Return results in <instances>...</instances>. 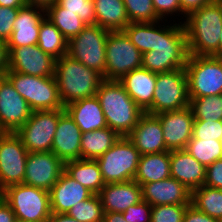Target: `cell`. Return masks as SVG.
<instances>
[{"label": "cell", "mask_w": 222, "mask_h": 222, "mask_svg": "<svg viewBox=\"0 0 222 222\" xmlns=\"http://www.w3.org/2000/svg\"><path fill=\"white\" fill-rule=\"evenodd\" d=\"M191 205L210 217L221 220L222 190L203 185L192 191Z\"/></svg>", "instance_id": "33"}, {"label": "cell", "mask_w": 222, "mask_h": 222, "mask_svg": "<svg viewBox=\"0 0 222 222\" xmlns=\"http://www.w3.org/2000/svg\"><path fill=\"white\" fill-rule=\"evenodd\" d=\"M96 96L104 112L107 127L120 137H127L137 125L143 110L128 95L118 80L104 79Z\"/></svg>", "instance_id": "3"}, {"label": "cell", "mask_w": 222, "mask_h": 222, "mask_svg": "<svg viewBox=\"0 0 222 222\" xmlns=\"http://www.w3.org/2000/svg\"><path fill=\"white\" fill-rule=\"evenodd\" d=\"M16 220L10 205L0 195V222H16Z\"/></svg>", "instance_id": "48"}, {"label": "cell", "mask_w": 222, "mask_h": 222, "mask_svg": "<svg viewBox=\"0 0 222 222\" xmlns=\"http://www.w3.org/2000/svg\"><path fill=\"white\" fill-rule=\"evenodd\" d=\"M183 222H221L218 219L197 210L193 205H189L183 216Z\"/></svg>", "instance_id": "46"}, {"label": "cell", "mask_w": 222, "mask_h": 222, "mask_svg": "<svg viewBox=\"0 0 222 222\" xmlns=\"http://www.w3.org/2000/svg\"><path fill=\"white\" fill-rule=\"evenodd\" d=\"M171 177L170 151L141 155L134 181L140 185Z\"/></svg>", "instance_id": "29"}, {"label": "cell", "mask_w": 222, "mask_h": 222, "mask_svg": "<svg viewBox=\"0 0 222 222\" xmlns=\"http://www.w3.org/2000/svg\"><path fill=\"white\" fill-rule=\"evenodd\" d=\"M123 31L142 54L154 50L155 22H132Z\"/></svg>", "instance_id": "35"}, {"label": "cell", "mask_w": 222, "mask_h": 222, "mask_svg": "<svg viewBox=\"0 0 222 222\" xmlns=\"http://www.w3.org/2000/svg\"><path fill=\"white\" fill-rule=\"evenodd\" d=\"M26 5L36 6L43 10H47L49 7L53 6L57 0H25Z\"/></svg>", "instance_id": "50"}, {"label": "cell", "mask_w": 222, "mask_h": 222, "mask_svg": "<svg viewBox=\"0 0 222 222\" xmlns=\"http://www.w3.org/2000/svg\"><path fill=\"white\" fill-rule=\"evenodd\" d=\"M50 194L52 213L67 214L79 201L90 198L93 193L63 171L53 185Z\"/></svg>", "instance_id": "22"}, {"label": "cell", "mask_w": 222, "mask_h": 222, "mask_svg": "<svg viewBox=\"0 0 222 222\" xmlns=\"http://www.w3.org/2000/svg\"><path fill=\"white\" fill-rule=\"evenodd\" d=\"M55 78L59 97L64 106L79 99L95 96L104 80L100 73L67 54L56 60Z\"/></svg>", "instance_id": "4"}, {"label": "cell", "mask_w": 222, "mask_h": 222, "mask_svg": "<svg viewBox=\"0 0 222 222\" xmlns=\"http://www.w3.org/2000/svg\"><path fill=\"white\" fill-rule=\"evenodd\" d=\"M119 138L120 136L109 127L82 133L81 159L96 160L108 151Z\"/></svg>", "instance_id": "30"}, {"label": "cell", "mask_w": 222, "mask_h": 222, "mask_svg": "<svg viewBox=\"0 0 222 222\" xmlns=\"http://www.w3.org/2000/svg\"><path fill=\"white\" fill-rule=\"evenodd\" d=\"M156 80L157 73L141 67L125 74L118 81L134 102L145 112L152 105Z\"/></svg>", "instance_id": "25"}, {"label": "cell", "mask_w": 222, "mask_h": 222, "mask_svg": "<svg viewBox=\"0 0 222 222\" xmlns=\"http://www.w3.org/2000/svg\"><path fill=\"white\" fill-rule=\"evenodd\" d=\"M129 22H156L161 20L153 5V0H123Z\"/></svg>", "instance_id": "38"}, {"label": "cell", "mask_w": 222, "mask_h": 222, "mask_svg": "<svg viewBox=\"0 0 222 222\" xmlns=\"http://www.w3.org/2000/svg\"><path fill=\"white\" fill-rule=\"evenodd\" d=\"M220 57H222V32L220 34Z\"/></svg>", "instance_id": "54"}, {"label": "cell", "mask_w": 222, "mask_h": 222, "mask_svg": "<svg viewBox=\"0 0 222 222\" xmlns=\"http://www.w3.org/2000/svg\"><path fill=\"white\" fill-rule=\"evenodd\" d=\"M25 5V0H0V6L3 7L21 8Z\"/></svg>", "instance_id": "53"}, {"label": "cell", "mask_w": 222, "mask_h": 222, "mask_svg": "<svg viewBox=\"0 0 222 222\" xmlns=\"http://www.w3.org/2000/svg\"><path fill=\"white\" fill-rule=\"evenodd\" d=\"M28 150L14 132H0V193L23 183Z\"/></svg>", "instance_id": "13"}, {"label": "cell", "mask_w": 222, "mask_h": 222, "mask_svg": "<svg viewBox=\"0 0 222 222\" xmlns=\"http://www.w3.org/2000/svg\"><path fill=\"white\" fill-rule=\"evenodd\" d=\"M8 52V70L37 77L55 76L56 59L42 51L37 44L8 48Z\"/></svg>", "instance_id": "16"}, {"label": "cell", "mask_w": 222, "mask_h": 222, "mask_svg": "<svg viewBox=\"0 0 222 222\" xmlns=\"http://www.w3.org/2000/svg\"><path fill=\"white\" fill-rule=\"evenodd\" d=\"M65 11L74 12L87 25L96 24L93 1L88 0H57Z\"/></svg>", "instance_id": "40"}, {"label": "cell", "mask_w": 222, "mask_h": 222, "mask_svg": "<svg viewBox=\"0 0 222 222\" xmlns=\"http://www.w3.org/2000/svg\"><path fill=\"white\" fill-rule=\"evenodd\" d=\"M185 72L189 98L222 94V57L189 55Z\"/></svg>", "instance_id": "8"}, {"label": "cell", "mask_w": 222, "mask_h": 222, "mask_svg": "<svg viewBox=\"0 0 222 222\" xmlns=\"http://www.w3.org/2000/svg\"><path fill=\"white\" fill-rule=\"evenodd\" d=\"M152 206L141 200L138 204L131 205L123 213L127 222H150Z\"/></svg>", "instance_id": "42"}, {"label": "cell", "mask_w": 222, "mask_h": 222, "mask_svg": "<svg viewBox=\"0 0 222 222\" xmlns=\"http://www.w3.org/2000/svg\"><path fill=\"white\" fill-rule=\"evenodd\" d=\"M64 171L95 195H98L105 185L96 160L77 159L67 161L64 163Z\"/></svg>", "instance_id": "27"}, {"label": "cell", "mask_w": 222, "mask_h": 222, "mask_svg": "<svg viewBox=\"0 0 222 222\" xmlns=\"http://www.w3.org/2000/svg\"><path fill=\"white\" fill-rule=\"evenodd\" d=\"M96 25L108 31H123L129 25L123 0H93Z\"/></svg>", "instance_id": "28"}, {"label": "cell", "mask_w": 222, "mask_h": 222, "mask_svg": "<svg viewBox=\"0 0 222 222\" xmlns=\"http://www.w3.org/2000/svg\"><path fill=\"white\" fill-rule=\"evenodd\" d=\"M185 150L205 167L218 159H222V141L215 139L202 140L192 137Z\"/></svg>", "instance_id": "34"}, {"label": "cell", "mask_w": 222, "mask_h": 222, "mask_svg": "<svg viewBox=\"0 0 222 222\" xmlns=\"http://www.w3.org/2000/svg\"><path fill=\"white\" fill-rule=\"evenodd\" d=\"M64 109L32 111L27 122L15 133L28 152H51L59 117Z\"/></svg>", "instance_id": "11"}, {"label": "cell", "mask_w": 222, "mask_h": 222, "mask_svg": "<svg viewBox=\"0 0 222 222\" xmlns=\"http://www.w3.org/2000/svg\"><path fill=\"white\" fill-rule=\"evenodd\" d=\"M194 120H222V94L190 98Z\"/></svg>", "instance_id": "36"}, {"label": "cell", "mask_w": 222, "mask_h": 222, "mask_svg": "<svg viewBox=\"0 0 222 222\" xmlns=\"http://www.w3.org/2000/svg\"><path fill=\"white\" fill-rule=\"evenodd\" d=\"M188 82L185 68L165 73H157L152 105L145 111L159 114L180 110L189 106Z\"/></svg>", "instance_id": "10"}, {"label": "cell", "mask_w": 222, "mask_h": 222, "mask_svg": "<svg viewBox=\"0 0 222 222\" xmlns=\"http://www.w3.org/2000/svg\"><path fill=\"white\" fill-rule=\"evenodd\" d=\"M64 108L82 133L107 127L104 112L96 95L73 101Z\"/></svg>", "instance_id": "26"}, {"label": "cell", "mask_w": 222, "mask_h": 222, "mask_svg": "<svg viewBox=\"0 0 222 222\" xmlns=\"http://www.w3.org/2000/svg\"><path fill=\"white\" fill-rule=\"evenodd\" d=\"M141 155L169 151L166 148L160 119L144 112L127 136Z\"/></svg>", "instance_id": "18"}, {"label": "cell", "mask_w": 222, "mask_h": 222, "mask_svg": "<svg viewBox=\"0 0 222 222\" xmlns=\"http://www.w3.org/2000/svg\"><path fill=\"white\" fill-rule=\"evenodd\" d=\"M142 67V53L132 44L124 31H110L106 40V80L122 76Z\"/></svg>", "instance_id": "12"}, {"label": "cell", "mask_w": 222, "mask_h": 222, "mask_svg": "<svg viewBox=\"0 0 222 222\" xmlns=\"http://www.w3.org/2000/svg\"><path fill=\"white\" fill-rule=\"evenodd\" d=\"M156 116L161 122L166 148L169 151L185 149L193 132L194 115L190 106Z\"/></svg>", "instance_id": "17"}, {"label": "cell", "mask_w": 222, "mask_h": 222, "mask_svg": "<svg viewBox=\"0 0 222 222\" xmlns=\"http://www.w3.org/2000/svg\"><path fill=\"white\" fill-rule=\"evenodd\" d=\"M47 222H78V221L72 217H69L67 214L52 213Z\"/></svg>", "instance_id": "52"}, {"label": "cell", "mask_w": 222, "mask_h": 222, "mask_svg": "<svg viewBox=\"0 0 222 222\" xmlns=\"http://www.w3.org/2000/svg\"><path fill=\"white\" fill-rule=\"evenodd\" d=\"M142 200L151 206L191 204L192 191L176 179L169 177L141 185Z\"/></svg>", "instance_id": "20"}, {"label": "cell", "mask_w": 222, "mask_h": 222, "mask_svg": "<svg viewBox=\"0 0 222 222\" xmlns=\"http://www.w3.org/2000/svg\"><path fill=\"white\" fill-rule=\"evenodd\" d=\"M154 10L157 16L164 20L165 16L177 14H183L186 19V14L181 10L179 0H153ZM181 12V13H180ZM174 13V14H173ZM167 14V15H166Z\"/></svg>", "instance_id": "44"}, {"label": "cell", "mask_w": 222, "mask_h": 222, "mask_svg": "<svg viewBox=\"0 0 222 222\" xmlns=\"http://www.w3.org/2000/svg\"><path fill=\"white\" fill-rule=\"evenodd\" d=\"M184 20L189 55L220 57L222 2L213 0L193 10Z\"/></svg>", "instance_id": "2"}, {"label": "cell", "mask_w": 222, "mask_h": 222, "mask_svg": "<svg viewBox=\"0 0 222 222\" xmlns=\"http://www.w3.org/2000/svg\"><path fill=\"white\" fill-rule=\"evenodd\" d=\"M67 215L78 222H103L104 211L99 195L93 194L90 198L79 201Z\"/></svg>", "instance_id": "37"}, {"label": "cell", "mask_w": 222, "mask_h": 222, "mask_svg": "<svg viewBox=\"0 0 222 222\" xmlns=\"http://www.w3.org/2000/svg\"><path fill=\"white\" fill-rule=\"evenodd\" d=\"M103 222H127L122 212H104Z\"/></svg>", "instance_id": "51"}, {"label": "cell", "mask_w": 222, "mask_h": 222, "mask_svg": "<svg viewBox=\"0 0 222 222\" xmlns=\"http://www.w3.org/2000/svg\"><path fill=\"white\" fill-rule=\"evenodd\" d=\"M213 0H179L181 5V10L188 15L193 10L199 9L209 3H211Z\"/></svg>", "instance_id": "47"}, {"label": "cell", "mask_w": 222, "mask_h": 222, "mask_svg": "<svg viewBox=\"0 0 222 222\" xmlns=\"http://www.w3.org/2000/svg\"><path fill=\"white\" fill-rule=\"evenodd\" d=\"M37 45L54 59L67 54L68 40L46 17L40 23Z\"/></svg>", "instance_id": "31"}, {"label": "cell", "mask_w": 222, "mask_h": 222, "mask_svg": "<svg viewBox=\"0 0 222 222\" xmlns=\"http://www.w3.org/2000/svg\"><path fill=\"white\" fill-rule=\"evenodd\" d=\"M9 68V52L7 42L0 39V76L5 75Z\"/></svg>", "instance_id": "49"}, {"label": "cell", "mask_w": 222, "mask_h": 222, "mask_svg": "<svg viewBox=\"0 0 222 222\" xmlns=\"http://www.w3.org/2000/svg\"><path fill=\"white\" fill-rule=\"evenodd\" d=\"M0 195L10 205L17 220L47 222L52 214L50 194L44 189L21 183L7 187Z\"/></svg>", "instance_id": "6"}, {"label": "cell", "mask_w": 222, "mask_h": 222, "mask_svg": "<svg viewBox=\"0 0 222 222\" xmlns=\"http://www.w3.org/2000/svg\"><path fill=\"white\" fill-rule=\"evenodd\" d=\"M46 18L55 25L67 40L75 37L87 26L77 14L65 11L57 2L46 10Z\"/></svg>", "instance_id": "32"}, {"label": "cell", "mask_w": 222, "mask_h": 222, "mask_svg": "<svg viewBox=\"0 0 222 222\" xmlns=\"http://www.w3.org/2000/svg\"><path fill=\"white\" fill-rule=\"evenodd\" d=\"M98 195L104 212H124L142 200L141 185L134 180L107 183Z\"/></svg>", "instance_id": "23"}, {"label": "cell", "mask_w": 222, "mask_h": 222, "mask_svg": "<svg viewBox=\"0 0 222 222\" xmlns=\"http://www.w3.org/2000/svg\"><path fill=\"white\" fill-rule=\"evenodd\" d=\"M81 137L82 131L65 111L59 117L51 152L63 163L81 159Z\"/></svg>", "instance_id": "21"}, {"label": "cell", "mask_w": 222, "mask_h": 222, "mask_svg": "<svg viewBox=\"0 0 222 222\" xmlns=\"http://www.w3.org/2000/svg\"><path fill=\"white\" fill-rule=\"evenodd\" d=\"M141 154L128 137H120L96 159L105 184L134 180Z\"/></svg>", "instance_id": "9"}, {"label": "cell", "mask_w": 222, "mask_h": 222, "mask_svg": "<svg viewBox=\"0 0 222 222\" xmlns=\"http://www.w3.org/2000/svg\"><path fill=\"white\" fill-rule=\"evenodd\" d=\"M32 110L27 101L16 91L11 81L0 76V132H16L22 127Z\"/></svg>", "instance_id": "14"}, {"label": "cell", "mask_w": 222, "mask_h": 222, "mask_svg": "<svg viewBox=\"0 0 222 222\" xmlns=\"http://www.w3.org/2000/svg\"><path fill=\"white\" fill-rule=\"evenodd\" d=\"M160 21L155 22L154 50L142 54V67L153 73L185 68L189 52L183 23L159 26Z\"/></svg>", "instance_id": "1"}, {"label": "cell", "mask_w": 222, "mask_h": 222, "mask_svg": "<svg viewBox=\"0 0 222 222\" xmlns=\"http://www.w3.org/2000/svg\"><path fill=\"white\" fill-rule=\"evenodd\" d=\"M45 17L46 11L36 6L25 5L19 8L12 34L7 40V48L36 45L40 23Z\"/></svg>", "instance_id": "19"}, {"label": "cell", "mask_w": 222, "mask_h": 222, "mask_svg": "<svg viewBox=\"0 0 222 222\" xmlns=\"http://www.w3.org/2000/svg\"><path fill=\"white\" fill-rule=\"evenodd\" d=\"M171 177L193 191L204 185L206 167L185 149L170 151Z\"/></svg>", "instance_id": "24"}, {"label": "cell", "mask_w": 222, "mask_h": 222, "mask_svg": "<svg viewBox=\"0 0 222 222\" xmlns=\"http://www.w3.org/2000/svg\"><path fill=\"white\" fill-rule=\"evenodd\" d=\"M110 31L99 25H87L68 40L67 55L100 73L105 79L106 40Z\"/></svg>", "instance_id": "7"}, {"label": "cell", "mask_w": 222, "mask_h": 222, "mask_svg": "<svg viewBox=\"0 0 222 222\" xmlns=\"http://www.w3.org/2000/svg\"><path fill=\"white\" fill-rule=\"evenodd\" d=\"M204 185L222 190V159H218L206 167Z\"/></svg>", "instance_id": "45"}, {"label": "cell", "mask_w": 222, "mask_h": 222, "mask_svg": "<svg viewBox=\"0 0 222 222\" xmlns=\"http://www.w3.org/2000/svg\"><path fill=\"white\" fill-rule=\"evenodd\" d=\"M16 222H35V221H22V220H16Z\"/></svg>", "instance_id": "55"}, {"label": "cell", "mask_w": 222, "mask_h": 222, "mask_svg": "<svg viewBox=\"0 0 222 222\" xmlns=\"http://www.w3.org/2000/svg\"><path fill=\"white\" fill-rule=\"evenodd\" d=\"M5 76L32 111L64 109L55 76L37 77L8 70Z\"/></svg>", "instance_id": "5"}, {"label": "cell", "mask_w": 222, "mask_h": 222, "mask_svg": "<svg viewBox=\"0 0 222 222\" xmlns=\"http://www.w3.org/2000/svg\"><path fill=\"white\" fill-rule=\"evenodd\" d=\"M192 137L196 139H222V120H194Z\"/></svg>", "instance_id": "41"}, {"label": "cell", "mask_w": 222, "mask_h": 222, "mask_svg": "<svg viewBox=\"0 0 222 222\" xmlns=\"http://www.w3.org/2000/svg\"><path fill=\"white\" fill-rule=\"evenodd\" d=\"M18 11L19 8L0 6V39L7 42L10 38Z\"/></svg>", "instance_id": "43"}, {"label": "cell", "mask_w": 222, "mask_h": 222, "mask_svg": "<svg viewBox=\"0 0 222 222\" xmlns=\"http://www.w3.org/2000/svg\"><path fill=\"white\" fill-rule=\"evenodd\" d=\"M190 204L152 206L150 222H183L186 208Z\"/></svg>", "instance_id": "39"}, {"label": "cell", "mask_w": 222, "mask_h": 222, "mask_svg": "<svg viewBox=\"0 0 222 222\" xmlns=\"http://www.w3.org/2000/svg\"><path fill=\"white\" fill-rule=\"evenodd\" d=\"M64 171V163L53 152H29L23 184L50 191Z\"/></svg>", "instance_id": "15"}]
</instances>
